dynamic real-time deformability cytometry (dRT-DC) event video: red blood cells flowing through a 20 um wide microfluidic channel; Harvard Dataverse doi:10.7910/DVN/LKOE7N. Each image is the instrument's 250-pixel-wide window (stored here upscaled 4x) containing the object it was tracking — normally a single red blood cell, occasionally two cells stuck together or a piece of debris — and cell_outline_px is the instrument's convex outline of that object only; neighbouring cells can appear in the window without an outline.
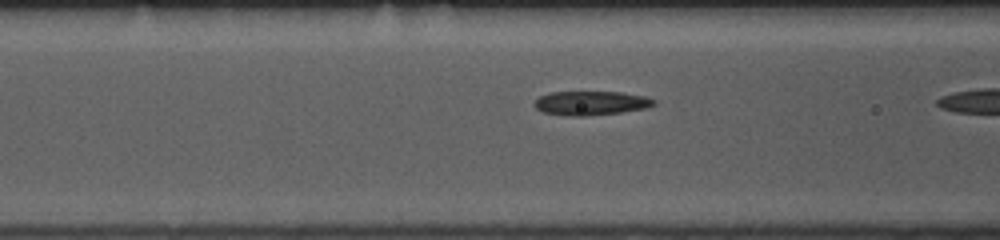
{"species": "common noctule bat (a hibernating species)", "species_latin": "Nyctalus noctula", "temperature_condition": "room temperature", "stored_images_in_passage": 5, "camera_frame_rate_fps": 3000, "um_per_image_px": 0.085, "animal": {"sex": "female", "body_mass_g": 10.0, "forearm_length_mm": 53.1}, "frame": {"image": 1, "passage_image": 4, "time_ms": 1.0, "image_size_px": [1000, 240], "cell_outline_px": [[656, 104], [648, 108], [620, 112], [584, 116], [572, 116], [544, 112], [536, 108], [532, 104], [540, 96], [548, 92], [620, 92], [644, 96], [656, 100]], "centroid_in_image_um": [50.24, 8.76], "position_along_channel_um": 116.4, "area_um2": 16.7}}